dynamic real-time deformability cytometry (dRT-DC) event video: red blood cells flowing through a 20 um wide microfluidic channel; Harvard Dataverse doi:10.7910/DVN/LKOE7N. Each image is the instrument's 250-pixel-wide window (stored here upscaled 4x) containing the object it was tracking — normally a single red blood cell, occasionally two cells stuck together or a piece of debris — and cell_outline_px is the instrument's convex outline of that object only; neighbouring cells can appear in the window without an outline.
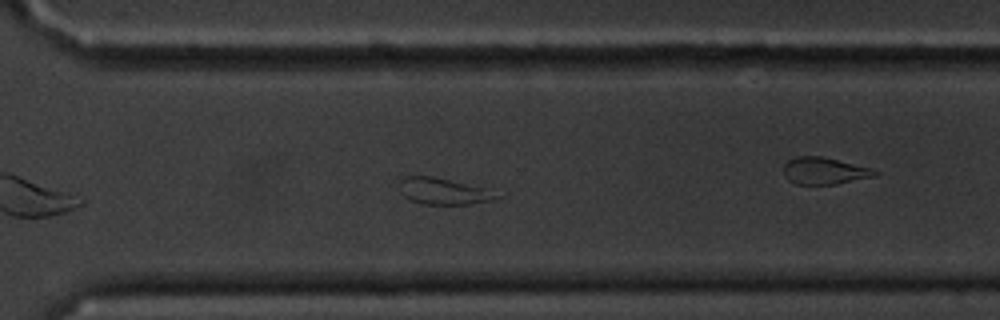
{"species": "common noctule bat (a hibernating species)", "species_latin": "Nyctalus noctula", "temperature_condition": "cold", "stored_images_in_passage": 43, "camera_frame_rate_fps": 3000, "um_per_image_px": 0.085, "animal": {"sex": "male", "body_mass_g": 20.1, "forearm_length_mm": 53.5}, "frame": {"image": 1, "passage_image": 25, "time_ms": 8.0, "image_size_px": [1000, 320], "cell_outline_px": [[504, 196], [496, 200], [468, 204], [424, 204], [412, 200], [404, 196], [400, 192], [400, 180], [404, 176], [432, 176], [484, 188]], "centroid_in_image_um": [37.71, 16.26], "position_along_channel_um": 332.9, "area_um2": 14.85}, "authors_computed_cell_mechanics": {"area_um2": 15.7216, "velocity_mm_per_s": 3.2881, "shape_relaxation_time_tau1_ms": 7.6549, "shape_relaxation_time_tau2_ms": 5.8654, "deformation_change_tau1": 0.1729, "deformation_change_tau2": 0.1478}}